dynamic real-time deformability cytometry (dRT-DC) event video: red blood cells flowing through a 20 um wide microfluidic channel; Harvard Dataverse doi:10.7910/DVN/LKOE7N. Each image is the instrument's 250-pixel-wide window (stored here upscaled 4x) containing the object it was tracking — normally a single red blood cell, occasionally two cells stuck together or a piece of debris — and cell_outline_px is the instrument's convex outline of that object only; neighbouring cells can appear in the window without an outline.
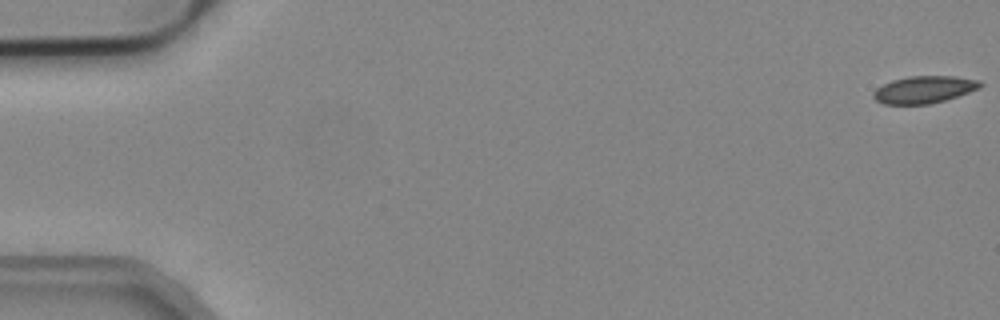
{"species": "common noctule bat (a hibernating species)", "species_latin": "Nyctalus noctula", "temperature_condition": "cold", "stored_images_in_passage": 6, "camera_frame_rate_fps": 3000, "um_per_image_px": 0.085, "animal": {"sex": "male", "body_mass_g": 19.2, "forearm_length_mm": 51.8}, "frame": {"image": 1, "passage_image": 1, "time_ms": 0.0, "image_size_px": [1000, 320], "cell_outline_px": [[984, 84], [980, 88], [944, 100], [928, 104], [884, 104], [876, 100], [872, 96], [872, 92], [876, 88], [892, 80], [908, 76], [956, 76], [980, 80]], "centroid_in_image_um": [78.54, 7.6], "position_along_channel_um": 6.5, "area_um2": 16.94}}